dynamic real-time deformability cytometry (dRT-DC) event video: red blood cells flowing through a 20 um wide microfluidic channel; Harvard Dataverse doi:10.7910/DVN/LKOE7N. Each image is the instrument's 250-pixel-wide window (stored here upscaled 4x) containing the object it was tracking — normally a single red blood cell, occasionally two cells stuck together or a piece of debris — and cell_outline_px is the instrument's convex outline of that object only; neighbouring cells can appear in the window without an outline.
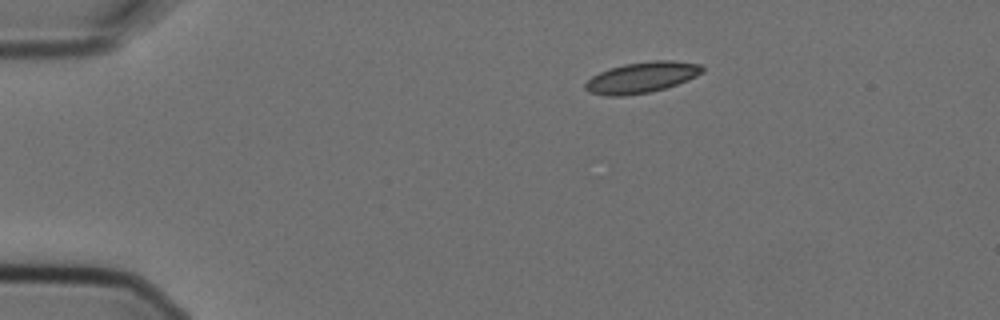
{"species": "Egyptian fruit bat (a non-hibernating species)", "species_latin": "Rousettus aegyptiacus", "temperature_condition": "cold", "stored_images_in_passage": 7, "camera_frame_rate_fps": 3000, "um_per_image_px": 0.085, "animal": {"sex": "female"}, "frame": {"image": 1, "passage_image": 7, "time_ms": 2.0, "image_size_px": [1000, 320], "cell_outline_px": [[704, 72], [688, 80], [664, 88], [648, 92], [624, 96], [608, 96], [588, 92], [584, 88], [584, 84], [592, 76], [608, 68], [624, 64], [652, 60], [672, 60], [700, 64], [704, 68]], "centroid_in_image_um": [54.53, 6.57], "position_along_channel_um": 30.5, "area_um2": 21.1}}